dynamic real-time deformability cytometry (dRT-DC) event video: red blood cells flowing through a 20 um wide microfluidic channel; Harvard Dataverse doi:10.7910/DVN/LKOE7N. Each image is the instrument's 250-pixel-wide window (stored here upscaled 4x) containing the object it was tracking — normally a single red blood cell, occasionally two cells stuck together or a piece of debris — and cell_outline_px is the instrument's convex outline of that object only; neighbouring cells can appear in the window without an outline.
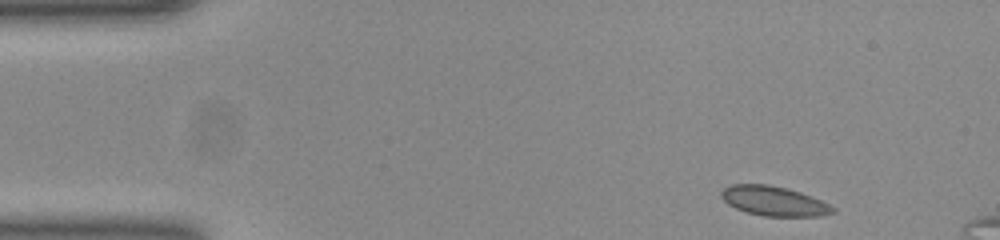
{"species": "common noctule bat (a hibernating species)", "species_latin": "Nyctalus noctula", "temperature_condition": "room temperature", "stored_images_in_passage": 49, "segment_of_instrument_passage": [1, 2], "camera_frame_rate_fps": 3000, "um_per_image_px": 0.085, "animal": {"sex": "female", "body_mass_g": 23.0, "forearm_length_mm": 53.4}, "frame": {"image": 1, "passage_image": 1, "time_ms": 0.0, "image_size_px": [1000, 240], "cell_outline_px": [[836, 212], [824, 216], [764, 216], [748, 212], [736, 208], [728, 204], [720, 196], [720, 192], [724, 188], [732, 184], [768, 184], [800, 192], [820, 200], [836, 208]], "centroid_in_image_um": [65.79, 17.09], "position_along_channel_um": 19.2, "area_um2": 19.13}}
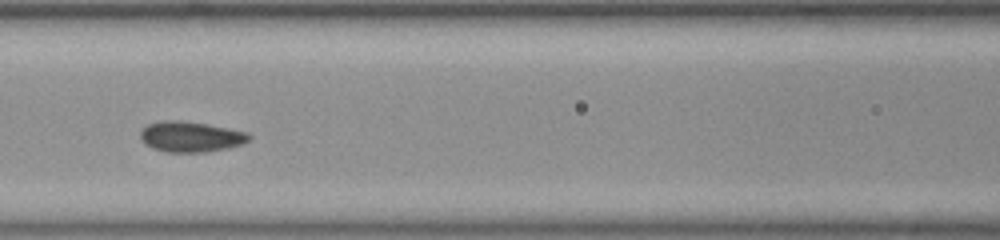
{"frame": {"image": 2, "passage_image": 18, "time_ms": 5.667, "image_size_px": [1000, 240], "cell_outline_px": [[252, 136], [244, 144], [228, 148], [204, 152], [168, 152], [152, 148], [144, 144], [140, 140], [140, 132], [148, 124], [164, 120], [180, 120], [208, 124], [248, 132]], "centroid_in_image_um": [16.21, 11.62], "position_along_channel_um": 150.4, "area_um2": 19.48}}
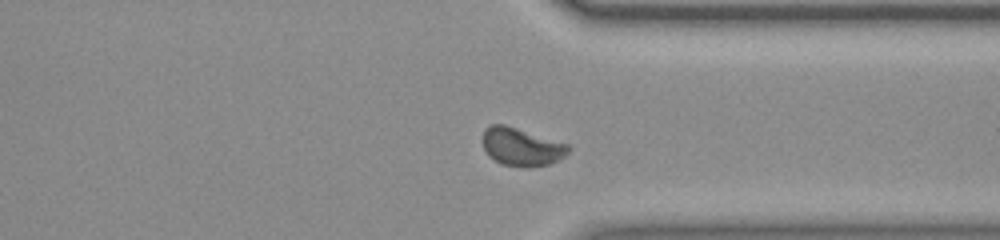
{"frame": {"image": 3, "passage_image": 35, "time_ms": 11.333, "image_size_px": [1000, 240], "cell_outline_px": [[572, 148], [564, 156], [548, 164], [528, 168], [500, 164], [488, 156], [484, 148], [484, 128], [492, 124], [504, 124], [568, 144]], "centroid_in_image_um": [44.32, 12.49], "position_along_channel_um": 367.1, "area_um2": 18.9}}